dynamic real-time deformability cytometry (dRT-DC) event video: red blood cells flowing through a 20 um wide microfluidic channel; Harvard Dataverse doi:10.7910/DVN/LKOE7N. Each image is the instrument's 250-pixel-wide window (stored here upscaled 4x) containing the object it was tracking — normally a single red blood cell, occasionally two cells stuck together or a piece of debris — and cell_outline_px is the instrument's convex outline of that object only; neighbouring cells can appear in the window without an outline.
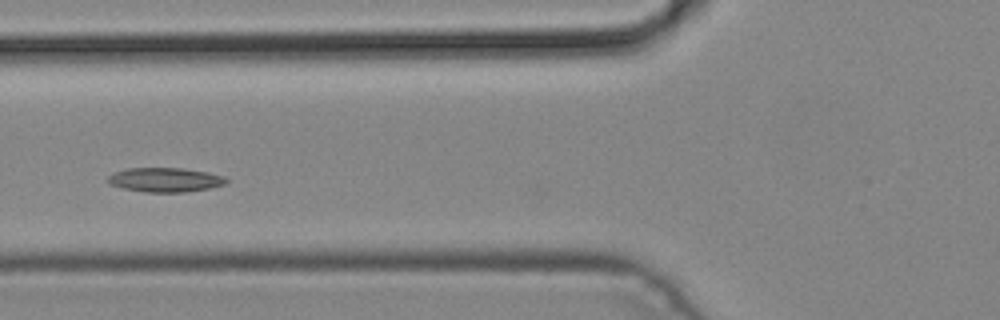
{"species": "common noctule bat (a hibernating species)", "species_latin": "Nyctalus noctula", "temperature_condition": "cold", "stored_images_in_passage": 5, "camera_frame_rate_fps": 3000, "um_per_image_px": 0.085, "animal": {"sex": "male", "body_mass_g": 19.2, "forearm_length_mm": 51.8}, "frame": {"image": 1, "passage_image": 4, "time_ms": 1.0, "image_size_px": [1000, 320], "cell_outline_px": [[228, 180], [224, 184], [208, 188], [184, 192], [144, 192], [124, 188], [108, 184], [108, 176], [116, 172], [128, 168], [184, 168], [208, 172], [224, 176]], "centroid_in_image_um": [14.03, 15.28], "position_along_channel_um": 111.8, "area_um2": 16.65}}
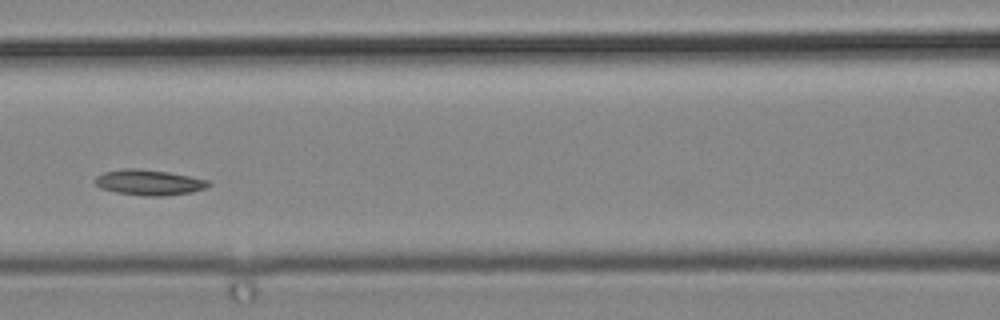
{"frame": {"image": 2, "passage_image": 5, "time_ms": 1.333, "image_size_px": [1000, 320], "cell_outline_px": [[212, 184], [204, 188], [192, 192], [164, 196], [144, 196], [116, 192], [100, 188], [96, 184], [96, 176], [104, 172], [128, 168], [136, 168], [168, 172], [208, 180]], "centroid_in_image_um": [12.67, 15.51], "position_along_channel_um": 153.9, "area_um2": 16.7}}